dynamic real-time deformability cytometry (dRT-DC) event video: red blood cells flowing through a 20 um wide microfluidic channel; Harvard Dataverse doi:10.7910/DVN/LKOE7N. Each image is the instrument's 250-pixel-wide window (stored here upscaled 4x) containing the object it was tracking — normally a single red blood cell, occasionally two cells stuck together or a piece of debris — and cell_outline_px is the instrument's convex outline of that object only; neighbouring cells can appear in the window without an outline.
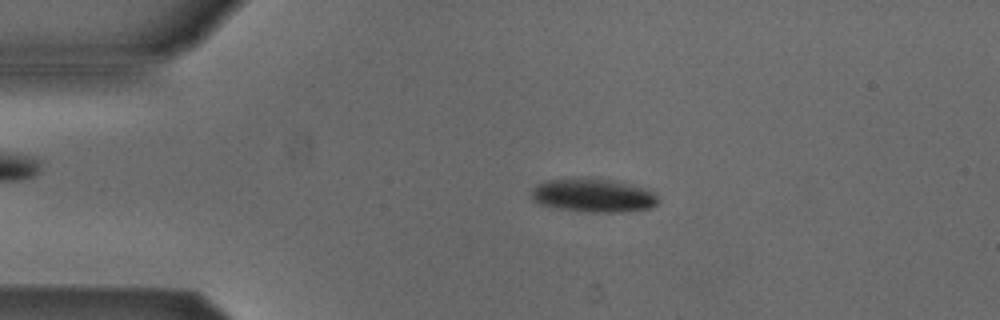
{"species": "Egyptian fruit bat (a non-hibernating species)", "species_latin": "Rousettus aegyptiacus", "temperature_condition": "cold", "stored_images_in_passage": 3, "camera_frame_rate_fps": 3000, "um_per_image_px": 0.085, "animal": {"sex": "male"}, "frame": {"image": 1, "passage_image": 2, "time_ms": 0.333, "image_size_px": [1000, 320], "cell_outline_px": [[660, 200], [656, 204], [648, 208], [620, 212], [588, 212], [556, 208], [540, 204], [532, 200], [532, 188], [536, 184], [544, 180], [612, 180], [648, 188], [656, 192]], "centroid_in_image_um": [50.46, 16.63], "position_along_channel_um": 34.5, "area_um2": 24.45}}